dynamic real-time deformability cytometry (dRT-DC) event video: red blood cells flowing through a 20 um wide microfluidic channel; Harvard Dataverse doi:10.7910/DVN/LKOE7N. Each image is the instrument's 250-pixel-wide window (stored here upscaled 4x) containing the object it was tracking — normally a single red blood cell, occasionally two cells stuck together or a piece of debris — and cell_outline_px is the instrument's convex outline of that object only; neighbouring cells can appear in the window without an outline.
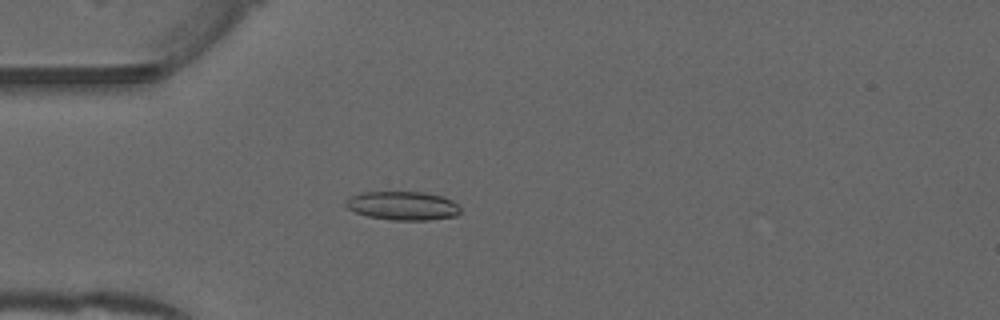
{"species": "common noctule bat (a hibernating species)", "species_latin": "Nyctalus noctula", "temperature_condition": "warm", "stored_images_in_passage": 41, "camera_frame_rate_fps": 3000, "um_per_image_px": 0.085, "animal": {"sex": "male", "forearm_length_mm": 52.5}, "frame": {"image": 1, "passage_image": 4, "time_ms": 1.0, "image_size_px": [1000, 320], "cell_outline_px": [[460, 212], [456, 216], [428, 220], [392, 220], [368, 216], [356, 212], [348, 208], [344, 204], [344, 200], [360, 192], [424, 192], [444, 196], [452, 200], [460, 208]], "centroid_in_image_um": [34.23, 17.48], "position_along_channel_um": 50.8, "area_um2": 19.25}}
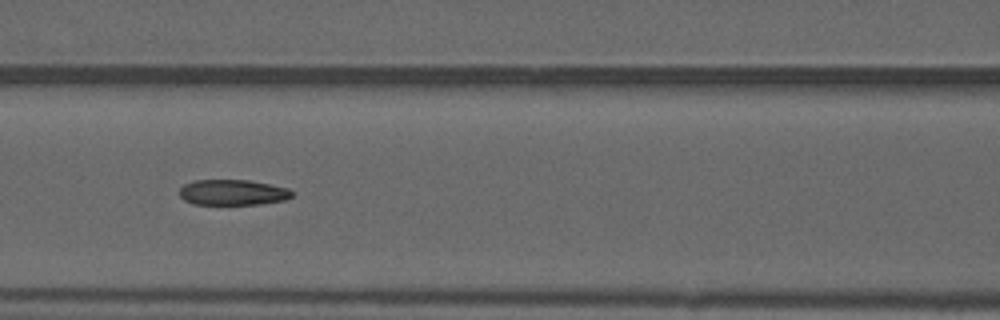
{"frame": {"image": 2, "passage_image": 12, "time_ms": 3.667, "image_size_px": [1000, 320], "cell_outline_px": [[292, 196], [284, 200], [260, 204], [192, 204], [184, 200], [180, 196], [180, 188], [184, 184], [192, 180], [248, 180], [288, 188], [292, 192]], "centroid_in_image_um": [19.74, 16.35], "position_along_channel_um": 146.9, "area_um2": 16.7}}
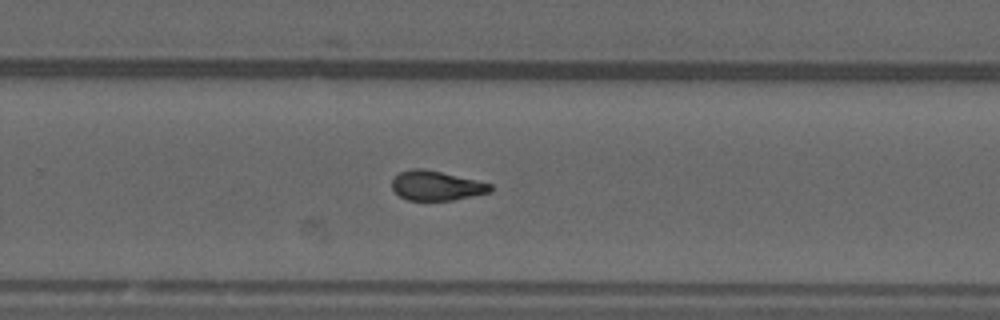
{"frame": {"image": 3, "passage_image": 23, "time_ms": 7.333, "image_size_px": [1000, 320], "cell_outline_px": [[492, 192], [452, 200], [408, 200], [400, 196], [392, 188], [392, 180], [400, 172], [408, 168], [424, 168], [476, 180], [492, 184]], "centroid_in_image_um": [37.09, 15.77], "position_along_channel_um": 292.7, "area_um2": 16.94}, "authors_computed_cell_mechanics": {"area_um2": 17.5134, "velocity_mm_per_s": 3.9961, "shape_relaxation_time_tau1_ms": null, "shape_relaxation_time_tau2_ms": 2.1323, "deformation_change_tau1": null, "deformation_change_tau2": 0.0909}}